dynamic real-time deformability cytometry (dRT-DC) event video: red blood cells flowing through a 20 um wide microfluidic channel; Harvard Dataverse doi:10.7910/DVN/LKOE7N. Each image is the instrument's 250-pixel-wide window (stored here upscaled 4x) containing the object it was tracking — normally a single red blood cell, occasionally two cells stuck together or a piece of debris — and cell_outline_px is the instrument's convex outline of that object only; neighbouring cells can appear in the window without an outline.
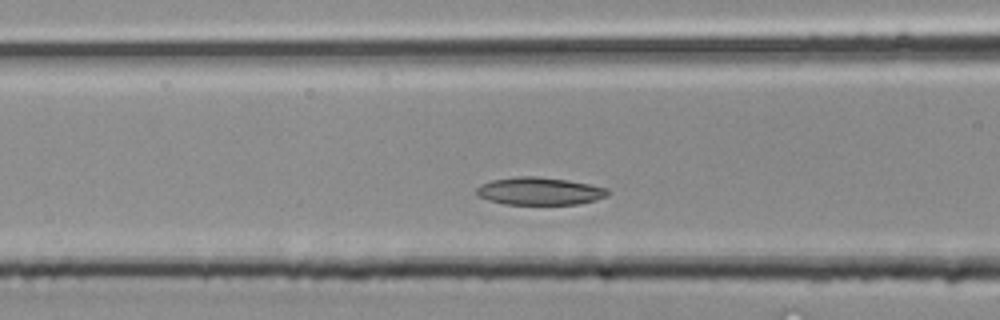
{"species": "common noctule bat (a hibernating species)", "species_latin": "Nyctalus noctula", "temperature_condition": "room temperature", "stored_images_in_passage": 24, "camera_frame_rate_fps": 3000, "um_per_image_px": 0.085, "animal": {"sex": "male", "body_mass_g": 20.4}, "frame": {"image": 1, "passage_image": 8, "time_ms": 2.333, "image_size_px": [1000, 320], "cell_outline_px": [[608, 196], [596, 200], [576, 204], [504, 204], [488, 200], [476, 196], [476, 188], [480, 184], [492, 180], [516, 176], [536, 176], [568, 180], [608, 188]], "centroid_in_image_um": [45.83, 16.24], "position_along_channel_um": 120.8, "area_um2": 21.21}}
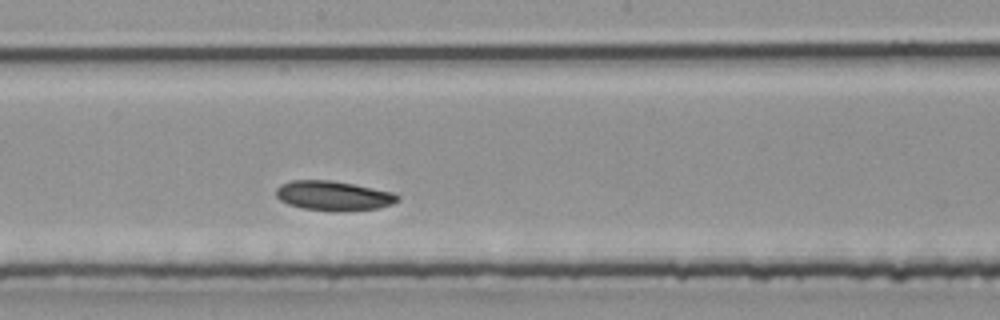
{"frame": {"image": 2, "passage_image": 13, "time_ms": 4.0, "image_size_px": [1000, 320], "cell_outline_px": [[400, 200], [392, 204], [376, 208], [300, 208], [288, 204], [280, 200], [276, 196], [276, 188], [280, 184], [292, 180], [328, 180], [352, 184], [392, 192], [400, 196]], "centroid_in_image_um": [28.29, 16.58], "position_along_channel_um": 219.9, "area_um2": 19.88}}
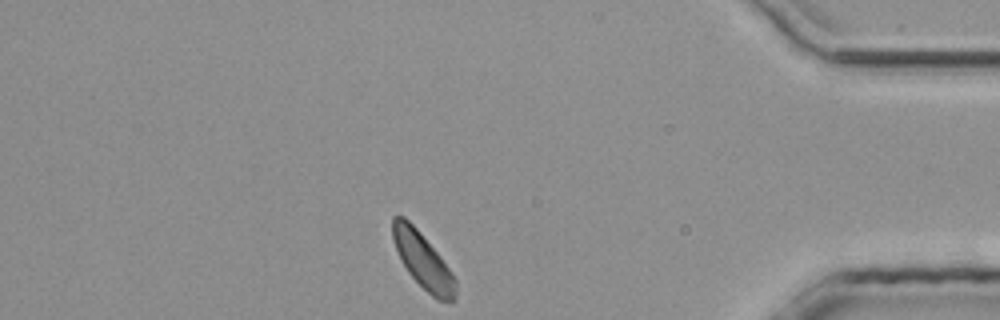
{"frame": {"image": 3, "passage_image": 24, "time_ms": 7.667, "image_size_px": [1000, 320], "cell_outline_px": [[456, 300], [452, 304], [448, 304], [436, 300], [408, 272], [392, 240], [392, 216], [404, 216], [416, 228], [440, 256], [452, 272], [456, 280]], "centroid_in_image_um": [35.99, 22.2], "position_along_channel_um": 399.2, "area_um2": 20.35}}